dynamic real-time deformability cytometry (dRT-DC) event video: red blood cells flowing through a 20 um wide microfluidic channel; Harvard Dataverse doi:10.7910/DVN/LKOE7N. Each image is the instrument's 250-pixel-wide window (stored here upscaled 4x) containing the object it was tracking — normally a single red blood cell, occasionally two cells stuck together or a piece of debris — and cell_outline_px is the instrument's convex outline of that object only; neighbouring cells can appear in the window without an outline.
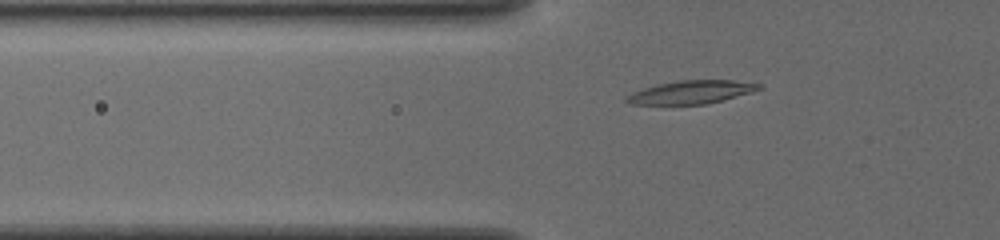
{"species": "common noctule bat (a hibernating species)", "species_latin": "Nyctalus noctula", "temperature_condition": "cold", "stored_images_in_passage": 32, "camera_frame_rate_fps": 3000, "um_per_image_px": 0.085, "animal": {"sex": "female", "body_mass_g": 19.5, "forearm_length_mm": 54.1}, "frame": {"image": 1, "passage_image": 8, "time_ms": 2.333, "image_size_px": [1000, 240], "cell_outline_px": [[764, 88], [752, 92], [704, 104], [628, 104], [624, 100], [624, 96], [632, 92], [656, 84], [680, 80], [732, 80], [760, 84]], "centroid_in_image_um": [58.7, 7.82], "position_along_channel_um": 67.1, "area_um2": 17.8}}
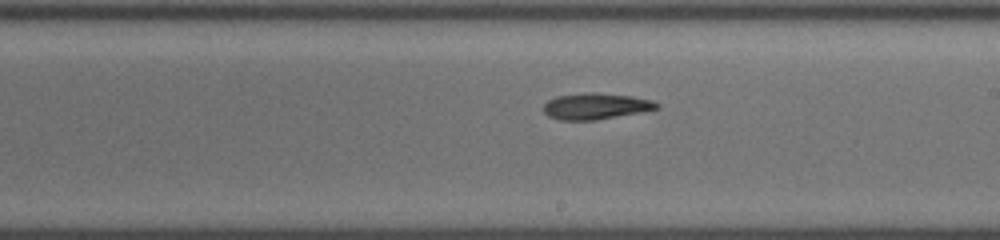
{"frame": {"image": 2, "passage_image": 18, "time_ms": 5.667, "image_size_px": [1000, 240], "cell_outline_px": [[660, 108], [596, 120], [560, 120], [548, 116], [544, 112], [544, 104], [548, 100], [556, 96], [584, 92], [596, 92], [632, 96], [652, 100], [660, 104]], "centroid_in_image_um": [50.63, 9.01], "position_along_channel_um": 238.4, "area_um2": 17.34}}
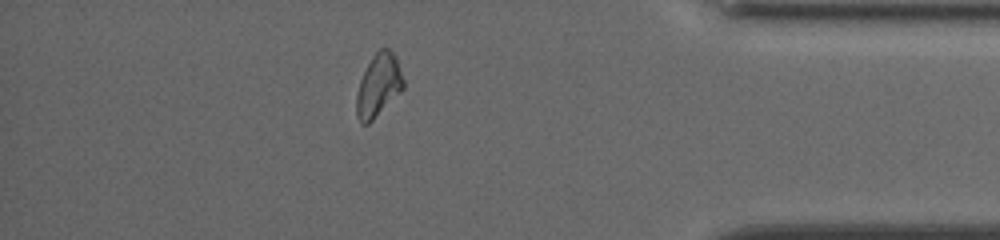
{"frame": {"image": 3, "passage_image": 29, "time_ms": 9.333, "image_size_px": [1000, 240], "cell_outline_px": [[404, 88], [368, 124], [360, 124], [356, 116], [356, 96], [360, 80], [372, 56], [380, 48], [388, 48], [396, 56], [404, 80]], "centroid_in_image_um": [32.16, 7.25], "position_along_channel_um": 403.0, "area_um2": 17.05}}